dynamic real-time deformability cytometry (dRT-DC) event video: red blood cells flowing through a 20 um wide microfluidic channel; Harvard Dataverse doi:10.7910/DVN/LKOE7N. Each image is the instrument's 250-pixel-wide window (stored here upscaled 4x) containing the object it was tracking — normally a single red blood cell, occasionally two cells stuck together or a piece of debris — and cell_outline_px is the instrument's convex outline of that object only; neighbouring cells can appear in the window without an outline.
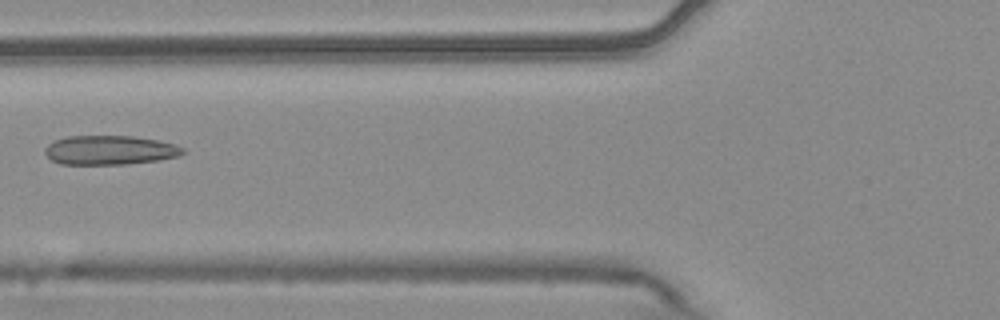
{"species": "common noctule bat (a hibernating species)", "species_latin": "Nyctalus noctula", "temperature_condition": "warm", "stored_images_in_passage": 3, "camera_frame_rate_fps": 3000, "um_per_image_px": 0.085, "animal": {"sex": "male", "body_mass_g": 20.4}, "frame": {"image": 1, "passage_image": 3, "time_ms": 0.667, "image_size_px": [1000, 320], "cell_outline_px": [[184, 152], [180, 156], [160, 160], [128, 164], [60, 164], [52, 160], [44, 152], [44, 148], [52, 140], [68, 136], [132, 136], [156, 140], [176, 144], [184, 148]], "centroid_in_image_um": [9.33, 12.76], "position_along_channel_um": 116.5, "area_um2": 23.64}}